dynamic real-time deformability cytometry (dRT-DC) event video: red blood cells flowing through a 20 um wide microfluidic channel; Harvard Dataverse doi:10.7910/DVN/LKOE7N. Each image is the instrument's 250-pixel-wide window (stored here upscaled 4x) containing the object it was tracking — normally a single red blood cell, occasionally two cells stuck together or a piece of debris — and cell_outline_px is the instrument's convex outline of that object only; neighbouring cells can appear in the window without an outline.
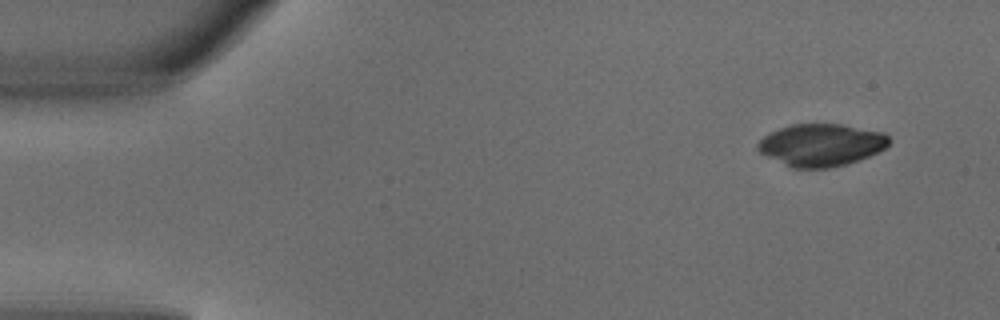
{"species": "common noctule bat (a hibernating species)", "species_latin": "Nyctalus noctula", "temperature_condition": "warm", "stored_images_in_passage": 5, "camera_frame_rate_fps": 3000, "um_per_image_px": 0.085, "animal": {"sex": "male", "body_mass_g": 18.8}, "frame": {"image": 1, "passage_image": 1, "time_ms": 0.0, "image_size_px": [1000, 320], "cell_outline_px": [[892, 140], [884, 148], [868, 156], [844, 164], [828, 168], [792, 168], [760, 152], [756, 148], [756, 144], [764, 136], [780, 128], [792, 124], [840, 124], [884, 132]], "centroid_in_image_um": [69.8, 12.31], "position_along_channel_um": 15.2, "area_um2": 32.02}}